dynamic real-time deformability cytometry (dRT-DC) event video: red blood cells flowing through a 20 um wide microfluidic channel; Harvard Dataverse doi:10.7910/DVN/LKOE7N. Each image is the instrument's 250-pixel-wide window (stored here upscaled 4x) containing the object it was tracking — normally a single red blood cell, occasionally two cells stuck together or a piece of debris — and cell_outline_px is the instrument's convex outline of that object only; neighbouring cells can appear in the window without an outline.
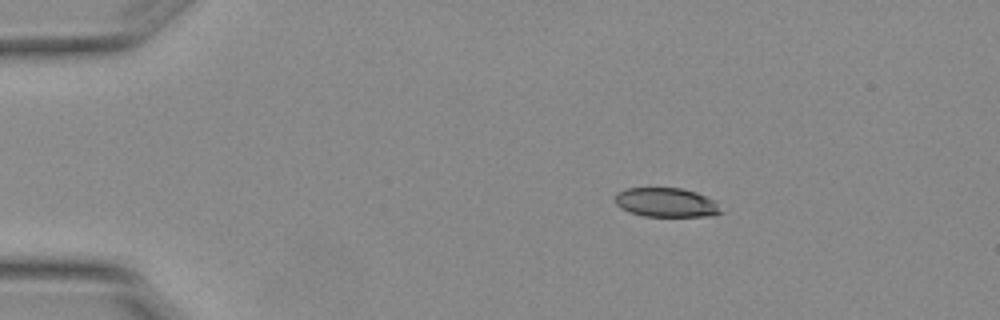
{"species": "Egyptian fruit bat (a non-hibernating species)", "species_latin": "Rousettus aegyptiacus", "temperature_condition": "warm", "stored_images_in_passage": 3, "camera_frame_rate_fps": 3000, "um_per_image_px": 0.085, "animal": {"sex": "female"}, "frame": {"image": 1, "passage_image": 2, "time_ms": 0.333, "image_size_px": [1000, 320], "cell_outline_px": [[724, 212], [712, 216], [644, 216], [620, 208], [616, 204], [616, 192], [624, 188], [680, 188], [696, 192], [716, 200]], "centroid_in_image_um": [56.67, 17.21], "position_along_channel_um": 28.3, "area_um2": 18.15}}